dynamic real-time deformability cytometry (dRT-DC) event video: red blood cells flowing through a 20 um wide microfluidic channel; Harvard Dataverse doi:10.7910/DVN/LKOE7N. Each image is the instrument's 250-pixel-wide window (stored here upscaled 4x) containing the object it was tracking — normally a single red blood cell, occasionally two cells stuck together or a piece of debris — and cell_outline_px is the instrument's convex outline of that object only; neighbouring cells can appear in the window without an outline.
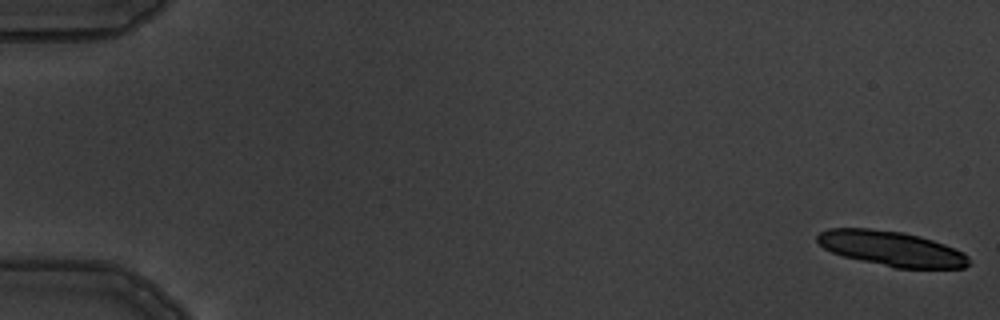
{"species": "common noctule bat (a hibernating species)", "species_latin": "Nyctalus noctula", "temperature_condition": "warm", "stored_images_in_passage": 6, "camera_frame_rate_fps": 3000, "um_per_image_px": 0.085, "animal": {"sex": "male", "body_mass_g": 19.5, "forearm_length_mm": 54.6}, "frame": {"image": 1, "passage_image": 1, "time_ms": 0.0, "image_size_px": [1000, 320], "cell_outline_px": [[968, 264], [964, 268], [896, 268], [860, 260], [844, 256], [832, 252], [824, 248], [816, 240], [816, 236], [820, 232], [828, 228], [868, 228], [904, 232], [920, 236], [944, 244], [964, 252], [968, 256]], "centroid_in_image_um": [75.76, 21.12], "position_along_channel_um": 9.2, "area_um2": 30.81}}
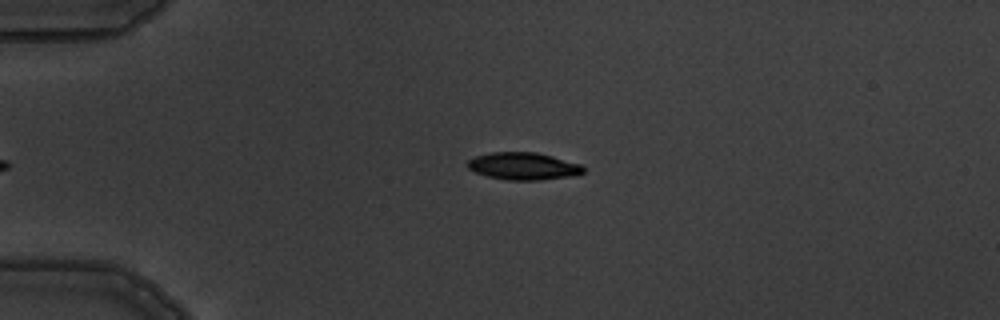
{"frame": {"image": 2, "passage_image": 6, "time_ms": 6.667, "image_size_px": [1000, 320], "cell_outline_px": [[584, 172], [576, 176], [540, 180], [508, 180], [488, 176], [476, 172], [468, 168], [468, 160], [476, 156], [492, 152], [536, 152], [552, 156], [580, 164], [584, 168]], "centroid_in_image_um": [44.52, 14.12], "position_along_channel_um": 40.5, "area_um2": 18.38}}